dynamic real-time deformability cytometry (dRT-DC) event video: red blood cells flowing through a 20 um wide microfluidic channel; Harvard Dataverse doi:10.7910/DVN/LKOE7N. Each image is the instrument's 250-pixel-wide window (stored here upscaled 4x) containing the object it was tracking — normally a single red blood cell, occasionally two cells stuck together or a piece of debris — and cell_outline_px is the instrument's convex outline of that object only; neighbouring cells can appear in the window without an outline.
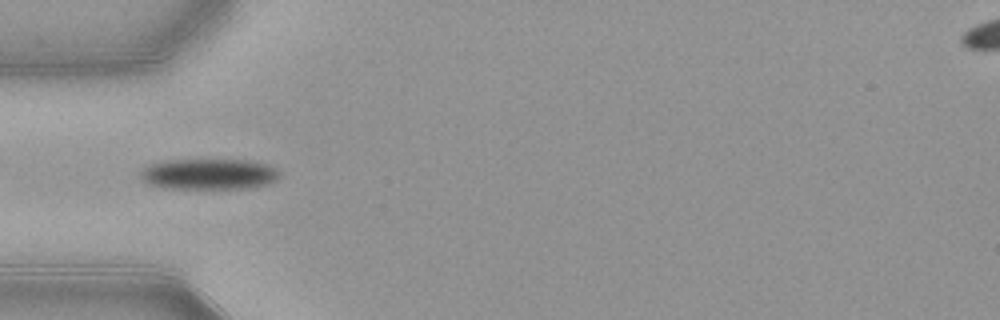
{"species": "common noctule bat (a hibernating species)", "species_latin": "Nyctalus noctula", "temperature_condition": "warm", "stored_images_in_passage": 52, "camera_frame_rate_fps": 3000, "um_per_image_px": 0.085, "animal": {"sex": "female", "body_mass_g": 21.9}, "frame": {"image": 1, "passage_image": 16, "time_ms": 5.0, "image_size_px": [1000, 320], "cell_outline_px": [[280, 176], [276, 180], [268, 184], [252, 188], [164, 188], [148, 184], [140, 176], [140, 172], [148, 164], [164, 160], [248, 160], [268, 164], [276, 168], [280, 172]], "centroid_in_image_um": [17.78, 14.79], "position_along_channel_um": 67.2, "area_um2": 25.14}}
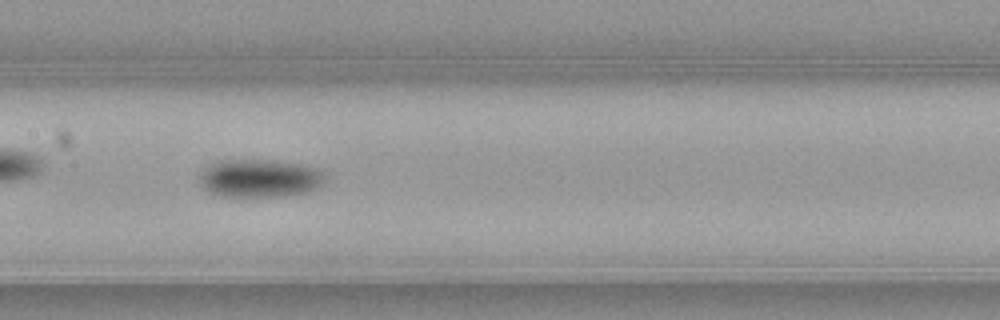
{"frame": {"image": 2, "passage_image": 25, "time_ms": 8.0, "image_size_px": [1000, 320], "cell_outline_px": [[324, 180], [316, 188], [308, 192], [284, 196], [220, 196], [204, 188], [200, 184], [200, 172], [204, 168], [220, 160], [272, 160], [300, 164], [316, 168], [324, 172]], "centroid_in_image_um": [22.07, 15.15], "position_along_channel_um": 185.3, "area_um2": 27.69}}
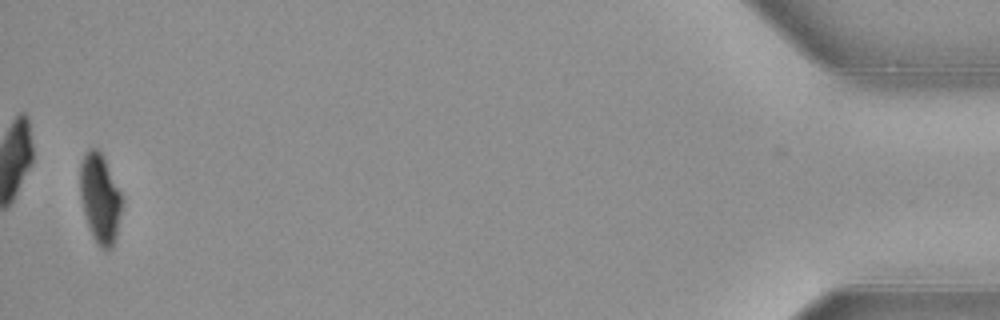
{"frame": {"image": 3, "passage_image": 51, "time_ms": 16.667, "image_size_px": [1000, 320], "cell_outline_px": [[120, 212], [116, 236], [112, 248], [100, 248], [92, 236], [84, 212], [80, 192], [80, 164], [88, 148], [96, 148], [100, 152], [120, 192]], "centroid_in_image_um": [8.47, 16.87], "position_along_channel_um": 426.7, "area_um2": 20.98}, "authors_computed_cell_mechanics": {"area_um2": 24.6806, "velocity_mm_per_s": 3.892, "shape_relaxation_time_tau1_ms": 3.0744, "shape_relaxation_time_tau2_ms": null, "deformation_change_tau1": 0.1328, "deformation_change_tau2": null}}